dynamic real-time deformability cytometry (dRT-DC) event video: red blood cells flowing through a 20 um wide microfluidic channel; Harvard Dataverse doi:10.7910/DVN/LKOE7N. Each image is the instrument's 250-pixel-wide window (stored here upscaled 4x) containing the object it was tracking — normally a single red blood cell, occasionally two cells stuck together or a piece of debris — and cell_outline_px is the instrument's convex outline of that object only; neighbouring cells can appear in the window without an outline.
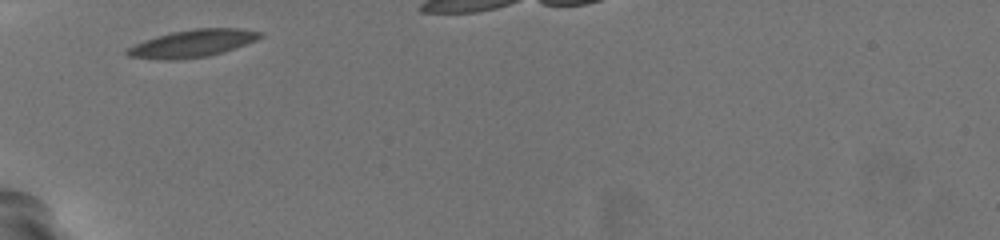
{"species": "common noctule bat (a hibernating species)", "species_latin": "Nyctalus noctula", "temperature_condition": "warm", "stored_images_in_passage": 4, "camera_frame_rate_fps": 3000, "um_per_image_px": 0.085, "animal": {"sex": "female", "body_mass_g": 19.5, "forearm_length_mm": 54.1}, "frame": {"image": 1, "passage_image": 1, "time_ms": 0.0, "image_size_px": [1000, 240], "cell_outline_px": [[264, 36], [256, 40], [208, 56], [176, 60], [160, 60], [128, 56], [124, 52], [128, 48], [144, 40], [156, 36], [172, 32], [192, 28], [240, 28], [264, 32]], "centroid_in_image_um": [16.35, 3.68], "position_along_channel_um": 68.6, "area_um2": 21.15}}